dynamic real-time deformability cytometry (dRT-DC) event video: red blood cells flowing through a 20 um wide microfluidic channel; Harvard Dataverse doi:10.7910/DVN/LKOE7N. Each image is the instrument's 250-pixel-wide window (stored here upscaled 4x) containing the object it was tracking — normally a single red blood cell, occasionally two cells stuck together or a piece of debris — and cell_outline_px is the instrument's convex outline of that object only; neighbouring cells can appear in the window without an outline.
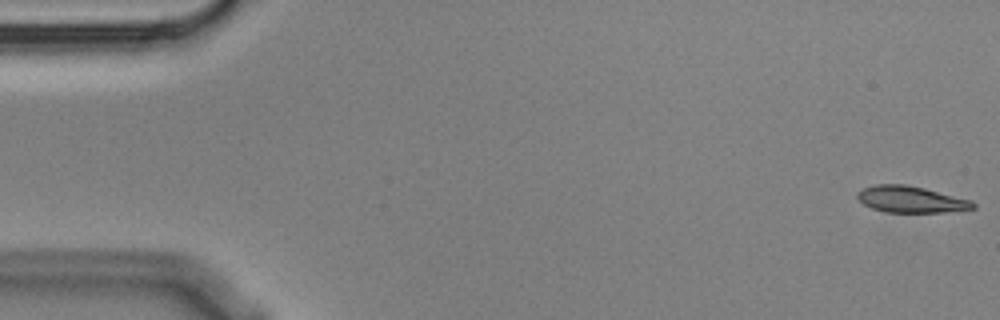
{"species": "Egyptian fruit bat (a non-hibernating species)", "species_latin": "Rousettus aegyptiacus", "temperature_condition": "cold", "stored_images_in_passage": 9, "camera_frame_rate_fps": 3000, "um_per_image_px": 0.085, "animal": {"sex": "male"}, "frame": {"image": 1, "passage_image": 1, "time_ms": 0.0, "image_size_px": [1000, 320], "cell_outline_px": [[976, 208], [944, 212], [884, 212], [872, 208], [864, 204], [856, 196], [856, 192], [864, 188], [876, 184], [904, 184], [924, 188], [972, 200], [976, 204]], "centroid_in_image_um": [77.43, 16.95], "position_along_channel_um": 7.6, "area_um2": 17.8}}
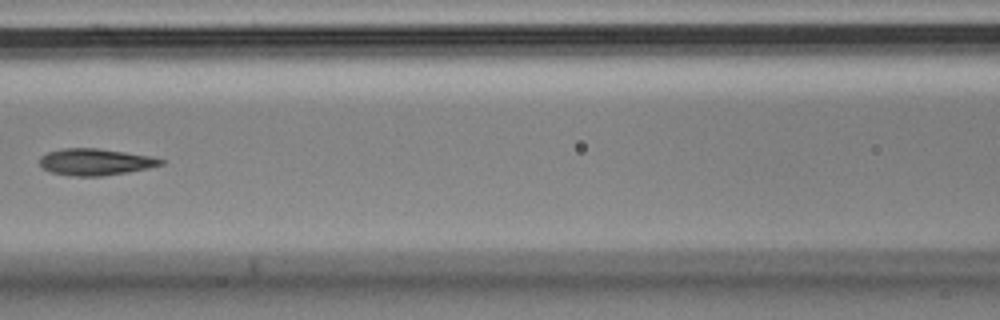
{"frame": {"image": 2, "passage_image": 7, "time_ms": 2.0, "image_size_px": [1000, 320], "cell_outline_px": [[164, 164], [148, 168], [128, 172], [100, 176], [68, 176], [52, 172], [40, 168], [40, 156], [48, 152], [64, 148], [96, 148], [124, 152], [148, 156], [164, 160]], "centroid_in_image_um": [8.05, 13.77], "position_along_channel_um": 158.5, "area_um2": 18.73}}
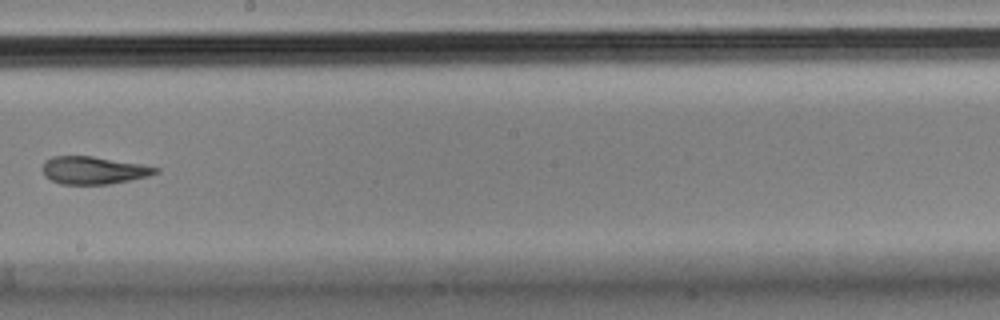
{"frame": {"image": 3, "passage_image": 9, "time_ms": 2.667, "image_size_px": [1000, 320], "cell_outline_px": [[160, 172], [148, 176], [108, 184], [60, 184], [44, 176], [44, 160], [52, 156], [92, 156], [140, 164], [160, 168]], "centroid_in_image_um": [7.95, 14.47], "position_along_channel_um": 240.3, "area_um2": 18.03}}